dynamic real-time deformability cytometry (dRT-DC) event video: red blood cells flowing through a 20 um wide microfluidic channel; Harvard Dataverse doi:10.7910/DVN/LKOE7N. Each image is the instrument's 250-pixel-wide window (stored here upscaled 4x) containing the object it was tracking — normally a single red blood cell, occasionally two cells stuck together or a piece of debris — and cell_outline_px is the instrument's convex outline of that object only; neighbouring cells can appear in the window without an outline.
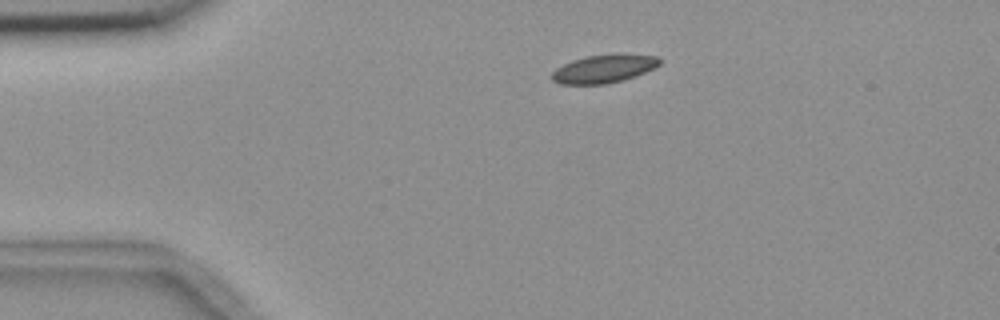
{"species": "common noctule bat (a hibernating species)", "species_latin": "Nyctalus noctula", "temperature_condition": "room temperature", "stored_images_in_passage": 3, "camera_frame_rate_fps": 3000, "um_per_image_px": 0.085, "animal": {"sex": "female", "body_mass_g": 18.4}, "frame": {"image": 1, "passage_image": 2, "time_ms": 1.0, "image_size_px": [1000, 320], "cell_outline_px": [[660, 64], [644, 72], [624, 80], [604, 84], [560, 84], [552, 80], [552, 72], [556, 68], [572, 60], [588, 56], [616, 52], [620, 52], [656, 56], [660, 60]], "centroid_in_image_um": [51.33, 5.82], "position_along_channel_um": 33.7, "area_um2": 17.86}}